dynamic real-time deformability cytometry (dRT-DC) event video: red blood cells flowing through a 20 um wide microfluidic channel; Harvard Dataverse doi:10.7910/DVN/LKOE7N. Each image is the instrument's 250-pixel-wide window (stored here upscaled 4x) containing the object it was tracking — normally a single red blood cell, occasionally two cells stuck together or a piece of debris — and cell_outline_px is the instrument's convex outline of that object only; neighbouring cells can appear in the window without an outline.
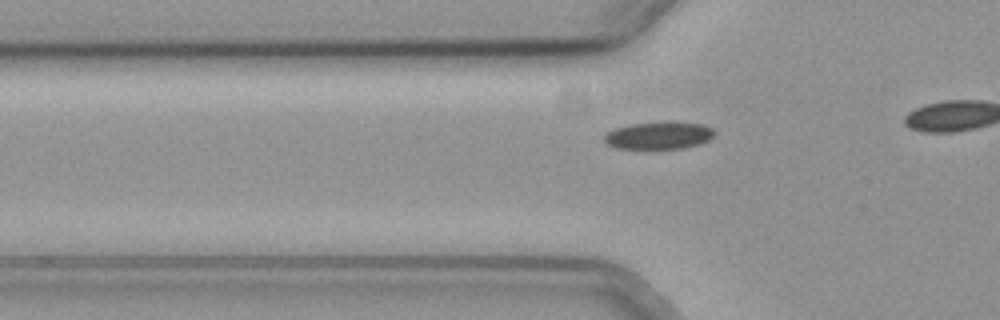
{"species": "common noctule bat (a hibernating species)", "species_latin": "Nyctalus noctula", "temperature_condition": "cold", "stored_images_in_passage": 8, "camera_frame_rate_fps": 3000, "um_per_image_px": 0.085, "animal": {"sex": "female", "body_mass_g": 19.3, "forearm_length_mm": 54.1}, "frame": {"image": 1, "passage_image": 2, "time_ms": 0.333, "image_size_px": [1000, 320], "cell_outline_px": [[716, 132], [708, 140], [696, 144], [680, 148], [616, 148], [608, 144], [604, 140], [604, 136], [608, 132], [616, 128], [632, 124], [668, 120], [672, 120], [704, 124], [712, 128]], "centroid_in_image_um": [56.03, 11.47], "position_along_channel_um": 69.8, "area_um2": 17.63}}
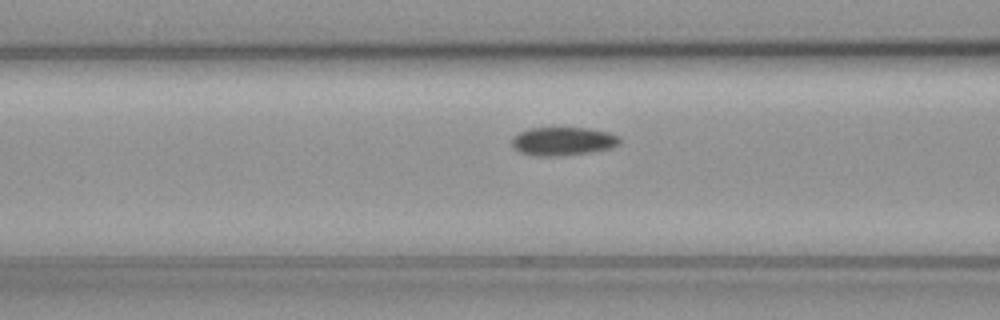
{"frame": {"image": 2, "passage_image": 6, "time_ms": 1.667, "image_size_px": [1000, 320], "cell_outline_px": [[620, 144], [612, 148], [588, 152], [556, 156], [536, 156], [520, 152], [512, 148], [512, 136], [528, 128], [588, 128], [608, 132], [620, 136]], "centroid_in_image_um": [47.84, 12.0], "position_along_channel_um": 118.8, "area_um2": 17.92}}